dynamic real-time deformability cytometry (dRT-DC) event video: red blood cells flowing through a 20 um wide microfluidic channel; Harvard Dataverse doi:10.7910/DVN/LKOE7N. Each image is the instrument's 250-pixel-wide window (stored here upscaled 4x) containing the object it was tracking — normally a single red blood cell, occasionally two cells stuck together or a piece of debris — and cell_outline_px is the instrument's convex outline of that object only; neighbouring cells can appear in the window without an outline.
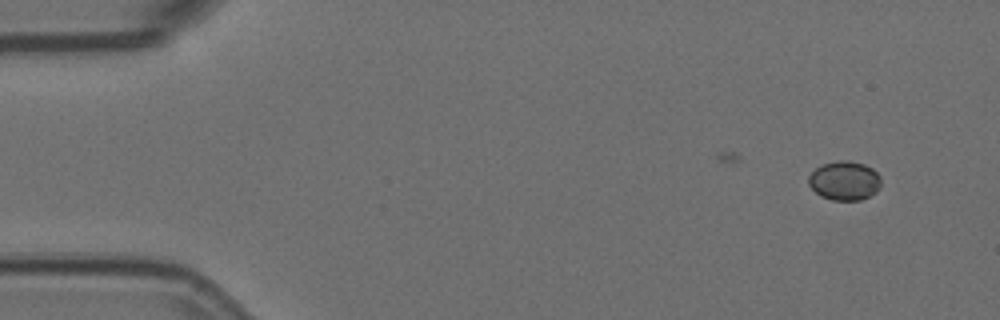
{"species": "Egyptian fruit bat (a non-hibernating species)", "species_latin": "Rousettus aegyptiacus", "temperature_condition": "room temperature", "stored_images_in_passage": 4, "camera_frame_rate_fps": 3000, "um_per_image_px": 0.085, "animal": {"sex": "female"}, "frame": {"image": 1, "passage_image": 1, "time_ms": 0.0, "image_size_px": [1000, 320], "cell_outline_px": [[880, 188], [876, 192], [860, 200], [832, 200], [820, 196], [808, 184], [808, 176], [816, 168], [824, 164], [836, 160], [848, 160], [864, 164], [872, 168], [880, 176]], "centroid_in_image_um": [71.78, 15.35], "position_along_channel_um": 13.2, "area_um2": 16.53}}